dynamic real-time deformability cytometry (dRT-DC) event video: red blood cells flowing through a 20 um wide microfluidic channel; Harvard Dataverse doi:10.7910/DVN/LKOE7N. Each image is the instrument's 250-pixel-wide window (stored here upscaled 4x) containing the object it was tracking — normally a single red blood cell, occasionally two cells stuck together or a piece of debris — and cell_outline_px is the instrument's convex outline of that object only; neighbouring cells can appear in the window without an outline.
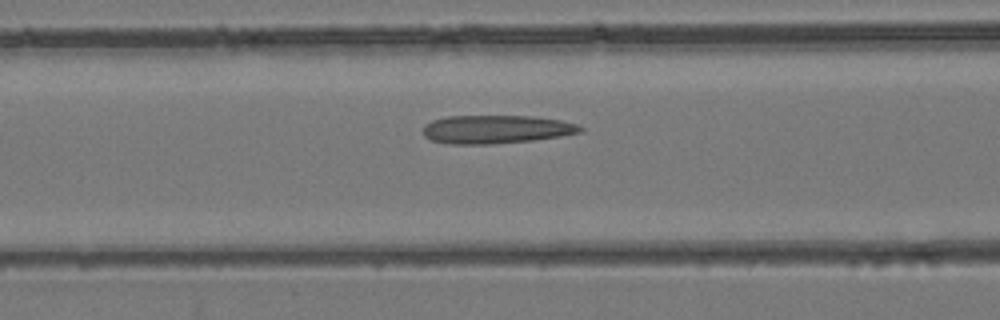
{"species": "common noctule bat (a hibernating species)", "species_latin": "Nyctalus noctula", "temperature_condition": "room temperature", "stored_images_in_passage": 42, "camera_frame_rate_fps": 3000, "um_per_image_px": 0.085, "animal": {"sex": "female", "body_mass_g": 24.6, "forearm_length_mm": 56.2}, "frame": {"image": 1, "passage_image": 16, "time_ms": 5.0, "image_size_px": [1000, 320], "cell_outline_px": [[584, 132], [560, 136], [532, 140], [492, 144], [448, 144], [432, 140], [424, 136], [424, 124], [432, 120], [448, 116], [532, 116], [560, 120], [576, 124], [584, 128]], "centroid_in_image_um": [42.17, 10.99], "position_along_channel_um": 124.4, "area_um2": 26.01}}
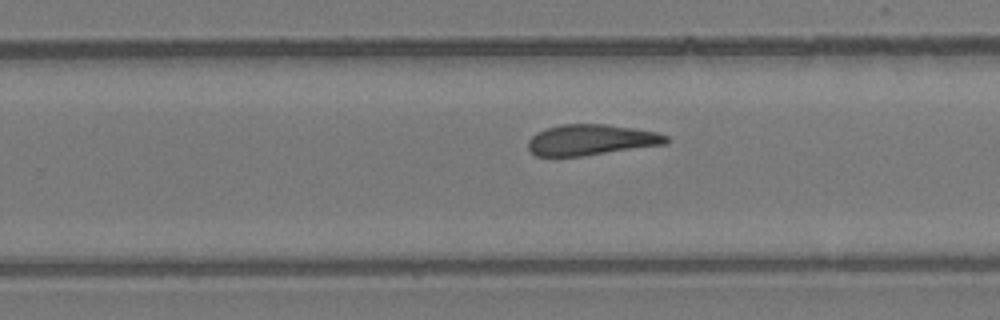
{"frame": {"image": 2, "passage_image": 26, "time_ms": 8.333, "image_size_px": [1000, 320], "cell_outline_px": [[668, 144], [584, 156], [536, 156], [528, 148], [528, 140], [536, 132], [560, 124], [608, 124], [656, 132], [668, 136]], "centroid_in_image_um": [50.26, 11.89], "position_along_channel_um": 279.5, "area_um2": 24.85}}
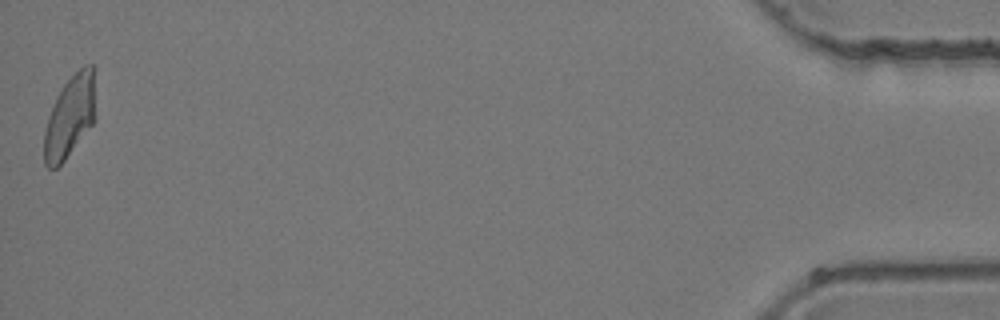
{"frame": {"image": 3, "passage_image": 42, "time_ms": 13.667, "image_size_px": [1000, 320], "cell_outline_px": [[96, 116], [92, 124], [64, 160], [56, 168], [48, 168], [44, 164], [44, 132], [48, 116], [56, 96], [64, 84], [84, 64], [92, 64], [96, 68]], "centroid_in_image_um": [5.99, 9.83], "position_along_channel_um": 429.2, "area_um2": 24.97}}